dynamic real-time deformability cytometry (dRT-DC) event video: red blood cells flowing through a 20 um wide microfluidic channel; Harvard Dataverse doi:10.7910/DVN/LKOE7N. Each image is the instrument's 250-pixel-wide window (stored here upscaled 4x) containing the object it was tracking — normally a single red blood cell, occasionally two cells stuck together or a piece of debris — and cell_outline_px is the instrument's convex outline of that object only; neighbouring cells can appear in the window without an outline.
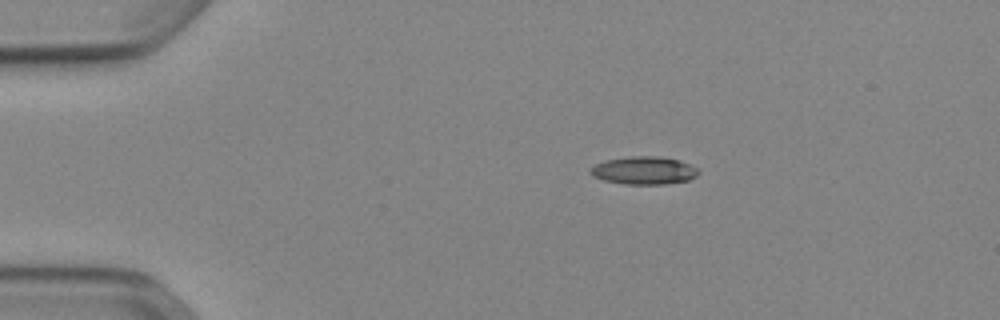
{"species": "Egyptian fruit bat (a non-hibernating species)", "species_latin": "Rousettus aegyptiacus", "temperature_condition": "cold", "stored_images_in_passage": 43, "camera_frame_rate_fps": 3000, "um_per_image_px": 0.085, "animal": {"sex": "female"}, "frame": {"image": 1, "passage_image": 1, "time_ms": 0.0, "image_size_px": [1000, 320], "cell_outline_px": [[700, 172], [696, 176], [688, 180], [664, 184], [624, 184], [604, 180], [592, 176], [588, 172], [588, 168], [604, 160], [632, 156], [656, 156], [676, 160], [688, 164], [696, 168]], "centroid_in_image_um": [54.67, 14.49], "position_along_channel_um": 30.3, "area_um2": 17.46}}
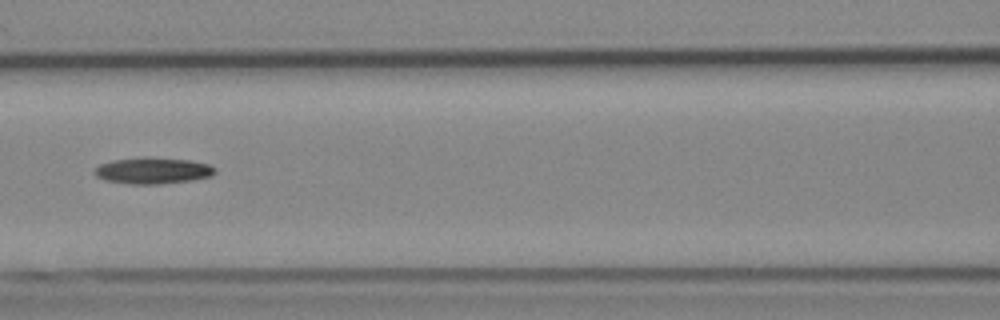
{"frame": {"image": 2, "passage_image": 15, "time_ms": 4.667, "image_size_px": [1000, 320], "cell_outline_px": [[216, 172], [212, 176], [192, 180], [160, 184], [128, 184], [104, 180], [96, 176], [92, 172], [100, 164], [112, 160], [144, 156], [148, 156], [192, 160], [208, 164], [216, 168]], "centroid_in_image_um": [12.99, 14.49], "position_along_channel_um": 153.6, "area_um2": 18.9}}
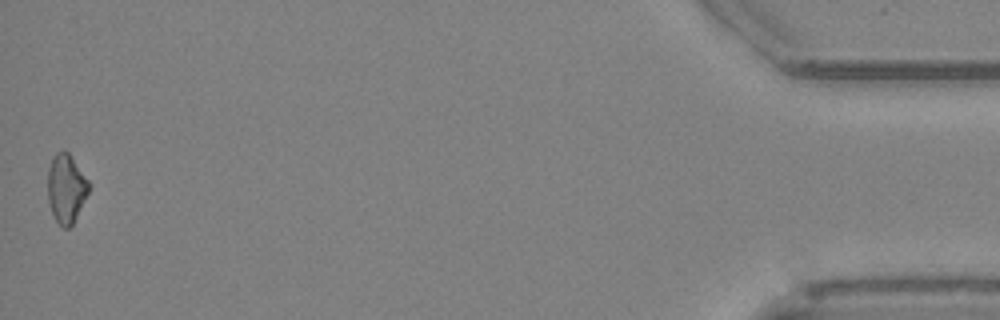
{"frame": {"image": 3, "passage_image": 43, "time_ms": 14.0, "image_size_px": [1000, 320], "cell_outline_px": [[88, 192], [72, 224], [68, 228], [64, 228], [56, 220], [52, 212], [48, 200], [48, 168], [52, 156], [56, 152], [64, 148], [68, 152], [88, 180]], "centroid_in_image_um": [5.59, 15.96], "position_along_channel_um": 429.6, "area_um2": 16.18}}